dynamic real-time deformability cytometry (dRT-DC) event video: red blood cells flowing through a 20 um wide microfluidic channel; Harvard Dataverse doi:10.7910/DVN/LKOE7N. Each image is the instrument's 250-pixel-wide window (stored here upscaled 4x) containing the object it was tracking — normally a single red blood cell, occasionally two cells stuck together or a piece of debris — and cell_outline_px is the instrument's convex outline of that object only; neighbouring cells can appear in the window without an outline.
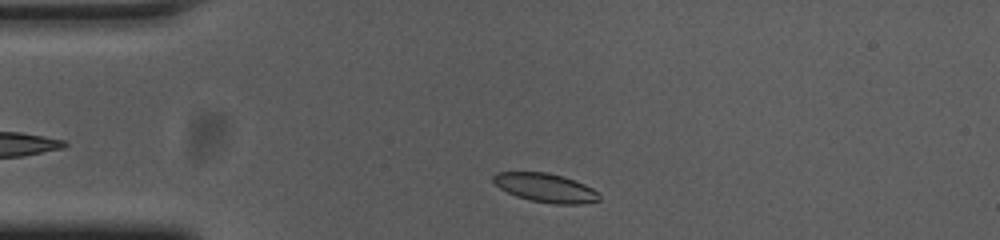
{"species": "common noctule bat (a hibernating species)", "species_latin": "Nyctalus noctula", "temperature_condition": "cold", "stored_images_in_passage": 38, "camera_frame_rate_fps": 3000, "um_per_image_px": 0.085, "animal": {"sex": "female", "body_mass_g": 23.0, "forearm_length_mm": 53.4}, "frame": {"image": 1, "passage_image": 3, "time_ms": 0.667, "image_size_px": [1000, 240], "cell_outline_px": [[600, 200], [576, 204], [552, 204], [532, 200], [516, 196], [500, 188], [492, 180], [492, 176], [496, 172], [548, 172], [564, 176], [584, 184], [592, 188], [600, 196]], "centroid_in_image_um": [46.35, 15.95], "position_along_channel_um": 38.6, "area_um2": 17.69}}
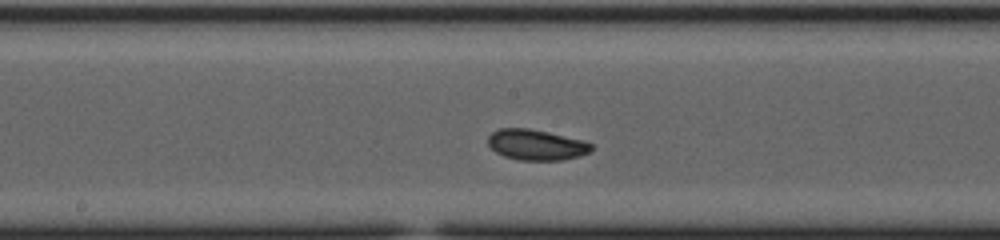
{"frame": {"image": 2, "passage_image": 19, "time_ms": 6.0, "image_size_px": [1000, 240], "cell_outline_px": [[592, 148], [588, 152], [580, 156], [560, 160], [520, 160], [504, 156], [496, 152], [488, 144], [488, 136], [492, 132], [500, 128], [528, 128], [548, 132], [584, 140], [592, 144]], "centroid_in_image_um": [45.57, 12.3], "position_along_channel_um": 202.6, "area_um2": 18.38}}
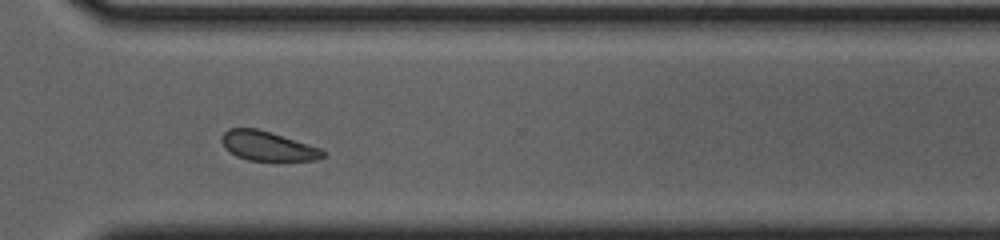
{"frame": {"image": 3, "passage_image": 31, "time_ms": 10.0, "image_size_px": [1000, 240], "cell_outline_px": [[324, 156], [316, 160], [248, 160], [236, 156], [224, 148], [220, 140], [220, 136], [228, 128], [256, 128], [308, 144], [320, 148], [324, 152]], "centroid_in_image_um": [22.68, 12.4], "position_along_channel_um": 347.9, "area_um2": 17.17}, "authors_computed_cell_mechanics": {"area_um2": 18.1781, "velocity_mm_per_s": 3.6336, "shape_relaxation_time_tau1_ms": 1.7352, "shape_relaxation_time_tau2_ms": 5.9317, "deformation_change_tau1": 0.0917, "deformation_change_tau2": 0.1001}}